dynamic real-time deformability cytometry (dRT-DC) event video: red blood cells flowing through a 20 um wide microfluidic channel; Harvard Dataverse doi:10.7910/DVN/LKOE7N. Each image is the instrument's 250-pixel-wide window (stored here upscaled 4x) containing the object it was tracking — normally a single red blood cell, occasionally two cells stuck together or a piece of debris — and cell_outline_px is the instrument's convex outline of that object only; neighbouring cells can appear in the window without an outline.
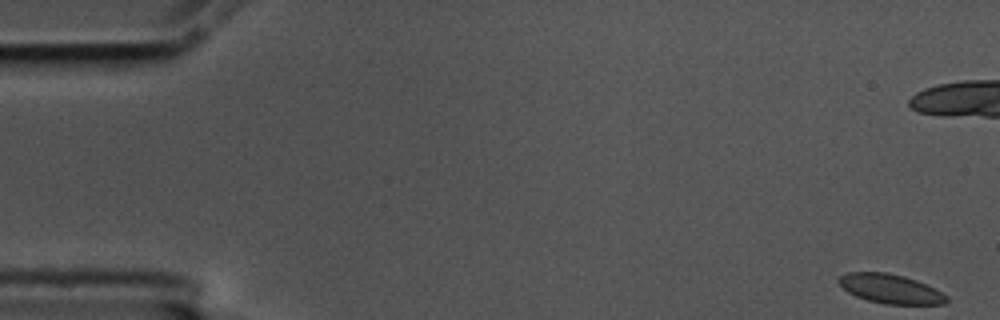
{"species": "common noctule bat (a hibernating species)", "species_latin": "Nyctalus noctula", "temperature_condition": "cold", "stored_images_in_passage": 9, "camera_frame_rate_fps": 3000, "um_per_image_px": 0.085, "animal": {"sex": "male", "body_mass_g": 17.5, "forearm_length_mm": 52.3}, "frame": {"image": 1, "passage_image": 1, "time_ms": 0.0, "image_size_px": [1000, 320], "cell_outline_px": [[948, 300], [944, 304], [884, 304], [868, 300], [856, 296], [848, 292], [836, 280], [840, 276], [848, 272], [888, 272], [904, 276], [916, 280], [948, 296]], "centroid_in_image_um": [75.66, 24.54], "position_along_channel_um": 9.3, "area_um2": 18.21}}